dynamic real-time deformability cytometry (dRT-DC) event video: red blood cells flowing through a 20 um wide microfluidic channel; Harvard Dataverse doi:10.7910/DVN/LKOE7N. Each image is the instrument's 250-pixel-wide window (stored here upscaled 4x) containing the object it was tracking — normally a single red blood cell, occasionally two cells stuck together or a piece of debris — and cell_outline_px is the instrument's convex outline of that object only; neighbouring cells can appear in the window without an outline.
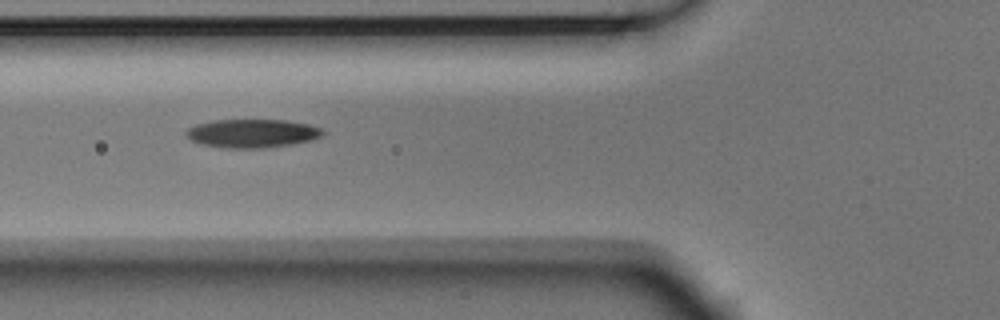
{"species": "Egyptian fruit bat (a non-hibernating species)", "species_latin": "Rousettus aegyptiacus", "temperature_condition": "room temperature", "stored_images_in_passage": 4, "camera_frame_rate_fps": 3000, "um_per_image_px": 0.085, "animal": {"sex": "male"}, "frame": {"image": 1, "passage_image": 4, "time_ms": 1.0, "image_size_px": [1000, 320], "cell_outline_px": [[324, 132], [320, 136], [312, 140], [292, 144], [268, 148], [224, 148], [200, 144], [192, 140], [184, 132], [188, 128], [196, 124], [216, 120], [288, 120], [308, 124], [324, 128]], "centroid_in_image_um": [21.46, 11.34], "position_along_channel_um": 104.3, "area_um2": 22.83}}